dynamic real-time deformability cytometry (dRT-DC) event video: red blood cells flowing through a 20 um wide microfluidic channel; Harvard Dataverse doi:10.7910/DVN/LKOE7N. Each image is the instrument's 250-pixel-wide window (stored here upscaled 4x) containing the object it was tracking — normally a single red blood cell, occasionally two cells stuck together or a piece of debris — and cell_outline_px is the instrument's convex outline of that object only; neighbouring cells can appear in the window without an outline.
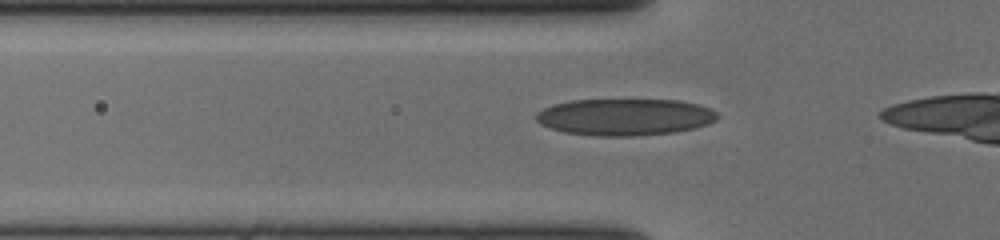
{"species": "human", "species_latin": "Homo sapiens", "temperature_condition": "cold", "stored_images_in_passage": 30, "camera_frame_rate_fps": 3000, "um_per_image_px": 0.085, "donor": {"sex": "female"}, "frame": {"image": 1, "passage_image": 7, "time_ms": 2.0, "image_size_px": [1000, 240], "cell_outline_px": [[720, 116], [716, 120], [708, 124], [696, 128], [676, 132], [636, 136], [592, 136], [564, 132], [540, 124], [536, 120], [536, 112], [552, 104], [572, 100], [680, 100], [696, 104], [708, 108], [716, 112]], "centroid_in_image_um": [53.11, 9.95], "position_along_channel_um": 72.7, "area_um2": 39.07}}
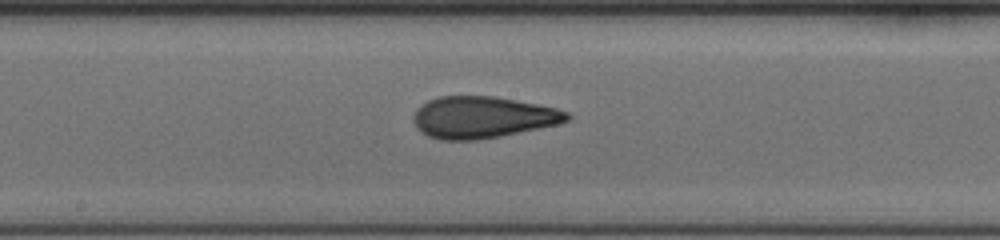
{"frame": {"image": 2, "passage_image": 18, "time_ms": 5.667, "image_size_px": [1000, 240], "cell_outline_px": [[572, 116], [568, 120], [560, 124], [500, 136], [476, 140], [440, 140], [428, 136], [420, 132], [416, 128], [412, 120], [412, 116], [416, 108], [420, 104], [428, 100], [440, 96], [496, 96], [556, 108], [568, 112]], "centroid_in_image_um": [40.98, 9.97], "position_along_channel_um": 207.2, "area_um2": 37.63}}
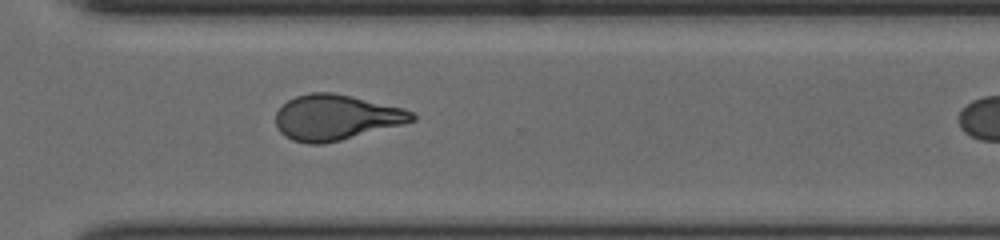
{"frame": {"image": 3, "passage_image": 29, "time_ms": 9.333, "image_size_px": [1000, 240], "cell_outline_px": [[416, 120], [340, 140], [324, 144], [308, 144], [292, 140], [284, 136], [276, 128], [276, 112], [288, 100], [296, 96], [312, 92], [332, 92], [352, 96], [404, 108], [412, 112], [416, 116]], "centroid_in_image_um": [28.52, 9.98], "position_along_channel_um": 342.1, "area_um2": 35.89}}